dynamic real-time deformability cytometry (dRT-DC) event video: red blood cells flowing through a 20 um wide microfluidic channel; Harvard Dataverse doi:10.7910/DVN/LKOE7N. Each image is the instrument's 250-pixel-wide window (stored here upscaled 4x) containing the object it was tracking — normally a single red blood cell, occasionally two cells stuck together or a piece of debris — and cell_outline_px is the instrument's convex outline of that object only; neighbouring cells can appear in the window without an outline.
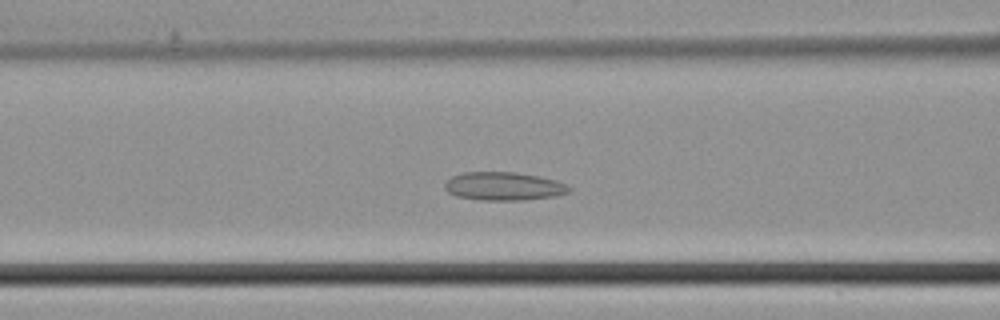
{"species": "common noctule bat (a hibernating species)", "species_latin": "Nyctalus noctula", "temperature_condition": "cold", "stored_images_in_passage": 37, "camera_frame_rate_fps": 3000, "um_per_image_px": 0.085, "animal": {"sex": "male", "body_mass_g": 21.5, "forearm_length_mm": 52.0}, "frame": {"image": 1, "passage_image": 11, "time_ms": 3.333, "image_size_px": [1000, 320], "cell_outline_px": [[572, 188], [568, 192], [556, 196], [524, 200], [480, 200], [456, 196], [448, 192], [444, 188], [444, 184], [452, 176], [464, 172], [516, 172], [540, 176], [556, 180]], "centroid_in_image_um": [42.81, 15.83], "position_along_channel_um": 123.8, "area_um2": 20.58}}
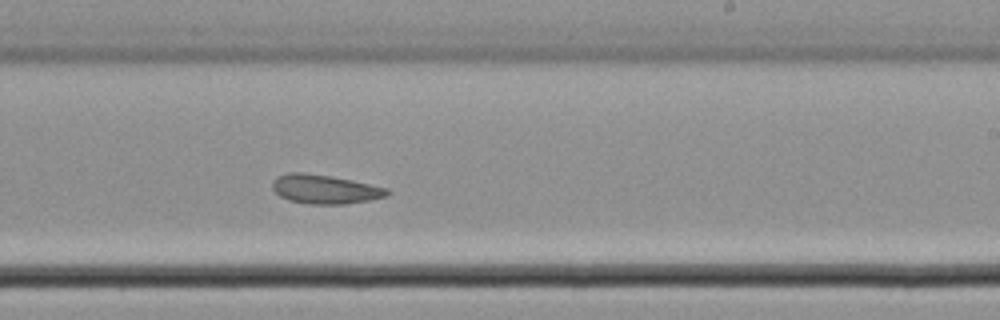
{"frame": {"image": 2, "passage_image": 20, "time_ms": 6.333, "image_size_px": [1000, 320], "cell_outline_px": [[392, 192], [388, 196], [368, 200], [344, 204], [308, 204], [288, 200], [280, 196], [272, 188], [272, 180], [276, 176], [288, 172], [304, 172], [332, 176], [352, 180], [388, 188]], "centroid_in_image_um": [27.6, 16.07], "position_along_channel_um": 261.4, "area_um2": 19.65}}
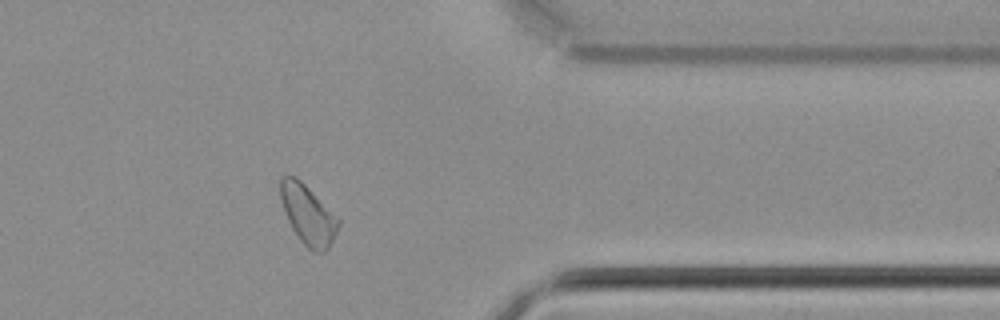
{"frame": {"image": 3, "passage_image": 29, "time_ms": 9.333, "image_size_px": [1000, 320], "cell_outline_px": [[340, 224], [328, 248], [324, 252], [312, 252], [300, 240], [292, 228], [284, 212], [280, 200], [280, 176], [284, 172], [296, 176], [340, 216]], "centroid_in_image_um": [26.18, 18.18], "position_along_channel_um": 385.2, "area_um2": 20.63}}